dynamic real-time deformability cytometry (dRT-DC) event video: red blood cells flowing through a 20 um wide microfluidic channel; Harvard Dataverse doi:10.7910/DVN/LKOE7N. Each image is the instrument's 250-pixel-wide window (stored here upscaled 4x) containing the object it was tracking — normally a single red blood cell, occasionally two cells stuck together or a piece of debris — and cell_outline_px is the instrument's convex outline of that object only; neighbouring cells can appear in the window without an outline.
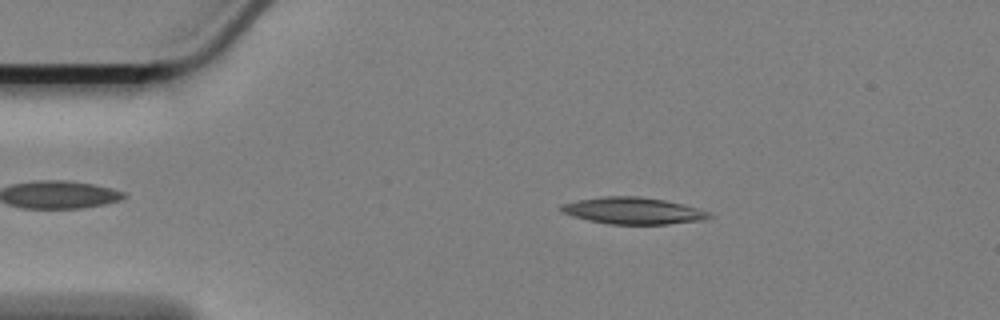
{"species": "Egyptian fruit bat (a non-hibernating species)", "species_latin": "Rousettus aegyptiacus", "temperature_condition": "cold", "stored_images_in_passage": 56, "camera_frame_rate_fps": 3000, "um_per_image_px": 0.085, "animal": {"sex": "female"}, "frame": {"image": 1, "passage_image": 8, "time_ms": 2.333, "image_size_px": [1000, 320], "cell_outline_px": [[716, 216], [704, 220], [668, 224], [608, 224], [588, 220], [572, 216], [560, 212], [560, 204], [580, 200], [604, 196], [640, 196], [664, 200], [696, 208], [708, 212]], "centroid_in_image_um": [53.8, 17.92], "position_along_channel_um": 31.2, "area_um2": 23.0}}
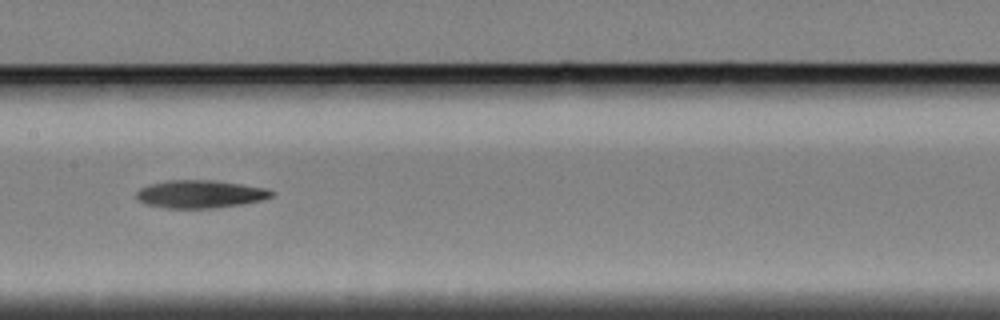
{"frame": {"image": 2, "passage_image": 26, "time_ms": 8.333, "image_size_px": [1000, 320], "cell_outline_px": [[276, 192], [272, 196], [264, 200], [244, 204], [216, 208], [168, 208], [144, 204], [136, 196], [136, 192], [140, 188], [148, 184], [168, 180], [216, 180], [264, 188]], "centroid_in_image_um": [17.02, 16.5], "position_along_channel_um": 190.4, "area_um2": 22.08}}
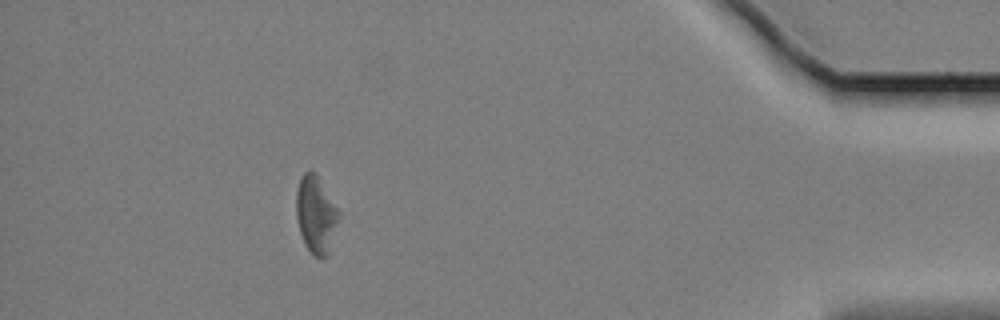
{"frame": {"image": 3, "passage_image": 50, "time_ms": 16.333, "image_size_px": [1000, 320], "cell_outline_px": [[340, 216], [328, 256], [312, 256], [304, 244], [300, 232], [296, 216], [296, 192], [300, 176], [304, 172], [316, 172], [340, 212]], "centroid_in_image_um": [26.85, 18.24], "position_along_channel_um": 408.3, "area_um2": 19.31}, "authors_computed_cell_mechanics": {"area_um2": 22.253, "velocity_mm_per_s": 3.3716, "shape_relaxation_time_tau1_ms": 6.5419, "shape_relaxation_time_tau2_ms": null, "deformation_change_tau1": 0.1257, "deformation_change_tau2": null}}